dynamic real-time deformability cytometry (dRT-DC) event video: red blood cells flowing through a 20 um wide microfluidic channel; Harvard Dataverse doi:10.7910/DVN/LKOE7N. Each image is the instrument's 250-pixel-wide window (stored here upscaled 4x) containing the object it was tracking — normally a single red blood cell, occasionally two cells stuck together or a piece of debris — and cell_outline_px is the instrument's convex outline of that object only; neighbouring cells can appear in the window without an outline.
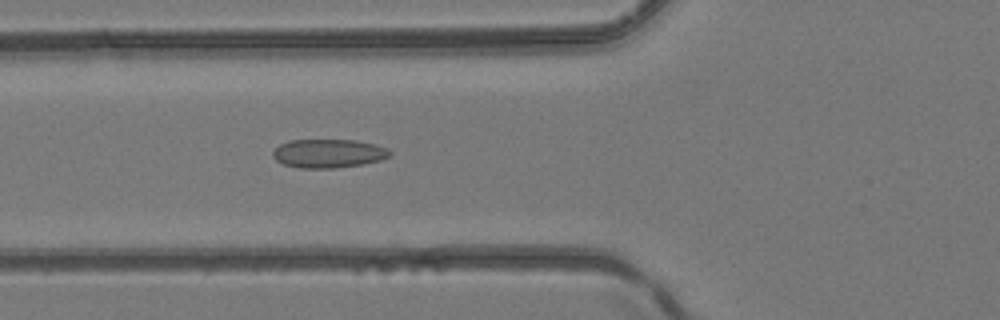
{"species": "common noctule bat (a hibernating species)", "species_latin": "Nyctalus noctula", "temperature_condition": "room temperature", "stored_images_in_passage": 49, "camera_frame_rate_fps": 3000, "um_per_image_px": 0.085, "animal": {"sex": "female", "body_mass_g": 24.6, "forearm_length_mm": 56.2}, "frame": {"image": 1, "passage_image": 19, "time_ms": 6.0, "image_size_px": [1000, 320], "cell_outline_px": [[392, 156], [380, 160], [360, 164], [332, 168], [300, 168], [284, 164], [276, 160], [272, 156], [272, 152], [280, 144], [288, 140], [356, 140], [388, 148], [392, 152]], "centroid_in_image_um": [27.91, 13.04], "position_along_channel_um": 97.9, "area_um2": 19.48}}
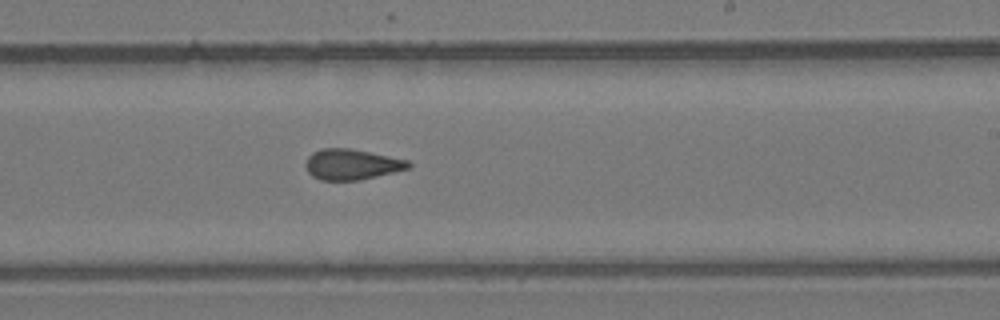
{"frame": {"image": 2, "passage_image": 30, "time_ms": 9.667, "image_size_px": [1000, 320], "cell_outline_px": [[412, 168], [360, 180], [320, 180], [312, 176], [308, 172], [304, 164], [308, 156], [312, 152], [320, 148], [348, 148], [408, 160], [412, 164]], "centroid_in_image_um": [29.88, 13.98], "position_along_channel_um": 259.1, "area_um2": 18.44}}
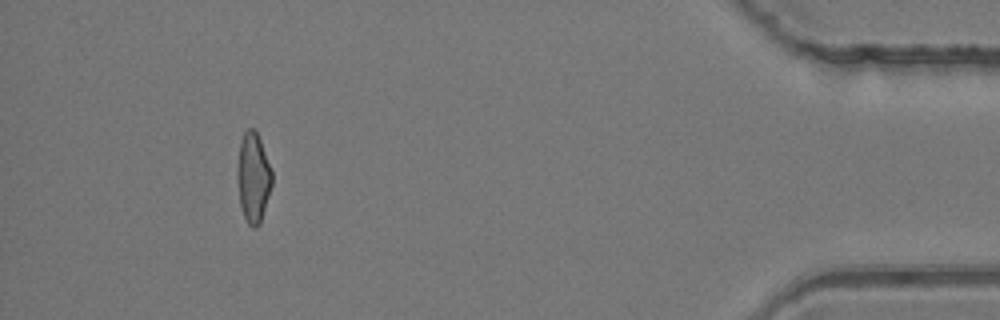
{"frame": {"image": 3, "passage_image": 45, "time_ms": 14.667, "image_size_px": [1000, 320], "cell_outline_px": [[272, 184], [260, 224], [256, 228], [252, 228], [248, 224], [244, 216], [240, 204], [236, 172], [240, 144], [244, 132], [248, 128], [252, 128], [256, 132], [260, 140], [272, 172]], "centroid_in_image_um": [21.51, 15.12], "position_along_channel_um": 413.7, "area_um2": 17.98}}